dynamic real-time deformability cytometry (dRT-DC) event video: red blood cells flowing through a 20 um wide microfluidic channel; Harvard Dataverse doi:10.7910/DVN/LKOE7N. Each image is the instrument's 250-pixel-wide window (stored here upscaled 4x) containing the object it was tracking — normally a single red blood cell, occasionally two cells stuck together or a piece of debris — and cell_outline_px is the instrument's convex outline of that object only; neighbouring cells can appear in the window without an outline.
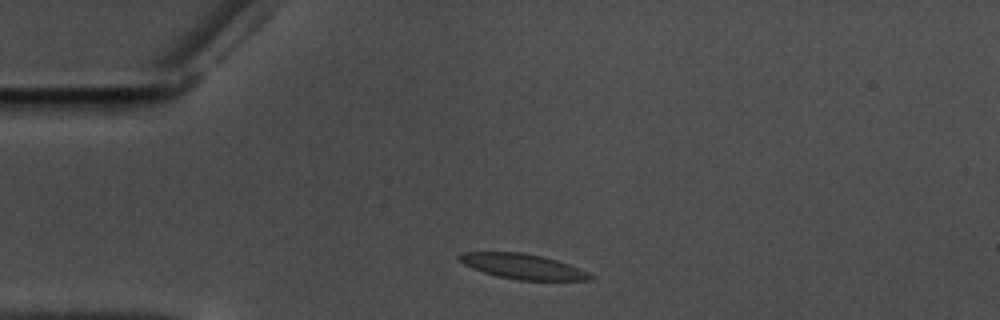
{"species": "common noctule bat (a hibernating species)", "species_latin": "Nyctalus noctula", "temperature_condition": "warm", "stored_images_in_passage": 34, "camera_frame_rate_fps": 3000, "um_per_image_px": 0.085, "animal": {"sex": "male", "body_mass_g": 17.5, "forearm_length_mm": 52.3}, "frame": {"image": 1, "passage_image": 1, "time_ms": 0.0, "image_size_px": [1000, 320], "cell_outline_px": [[596, 280], [516, 280], [496, 276], [472, 268], [464, 264], [456, 256], [460, 252], [524, 252], [544, 256], [580, 268], [596, 276]], "centroid_in_image_um": [44.47, 22.65], "position_along_channel_um": 40.5, "area_um2": 19.42}}
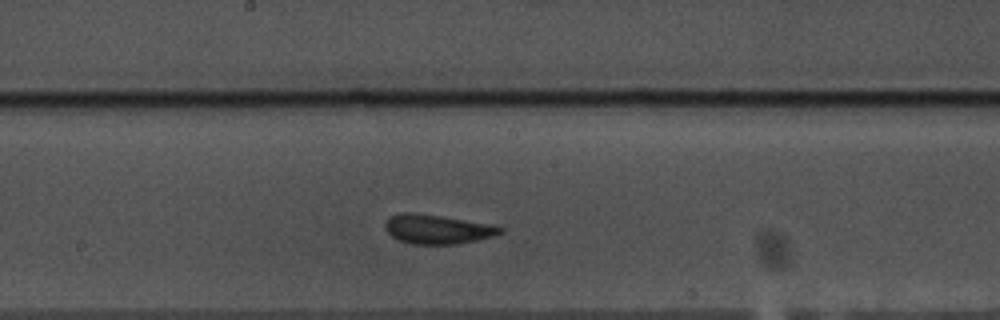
{"frame": {"image": 2, "passage_image": 18, "time_ms": 5.667, "image_size_px": [1000, 320], "cell_outline_px": [[504, 232], [492, 236], [476, 240], [456, 244], [412, 244], [400, 240], [392, 236], [384, 228], [384, 224], [392, 216], [400, 212], [412, 212], [496, 224], [504, 228]], "centroid_in_image_um": [37.22, 19.47], "position_along_channel_um": 211.0, "area_um2": 19.65}}
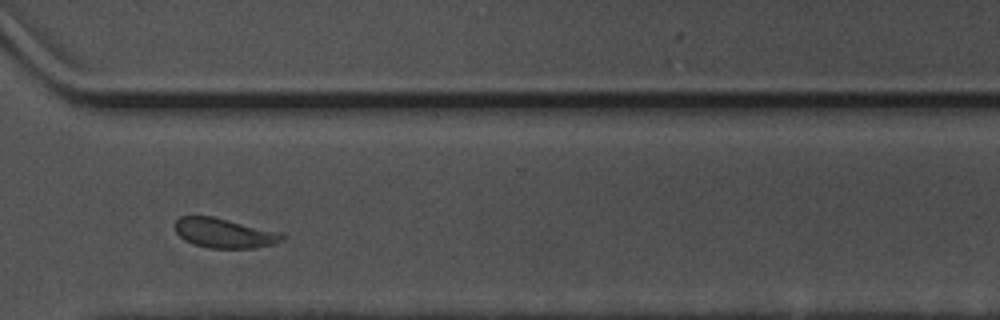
{"frame": {"image": 3, "passage_image": 30, "time_ms": 9.667, "image_size_px": [1000, 320], "cell_outline_px": [[288, 236], [284, 240], [276, 244], [252, 248], [208, 248], [192, 244], [184, 240], [176, 232], [176, 220], [180, 216], [212, 216], [284, 232]], "centroid_in_image_um": [19.15, 19.82], "position_along_channel_um": 351.4, "area_um2": 18.9}, "authors_computed_cell_mechanics": {"area_um2": 19.0451, "velocity_mm_per_s": 3.5046, "shape_relaxation_time_tau1_ms": 4.5922, "shape_relaxation_time_tau2_ms": 1.3966, "deformation_change_tau1": 0.1391, "deformation_change_tau2": 0.0611}}